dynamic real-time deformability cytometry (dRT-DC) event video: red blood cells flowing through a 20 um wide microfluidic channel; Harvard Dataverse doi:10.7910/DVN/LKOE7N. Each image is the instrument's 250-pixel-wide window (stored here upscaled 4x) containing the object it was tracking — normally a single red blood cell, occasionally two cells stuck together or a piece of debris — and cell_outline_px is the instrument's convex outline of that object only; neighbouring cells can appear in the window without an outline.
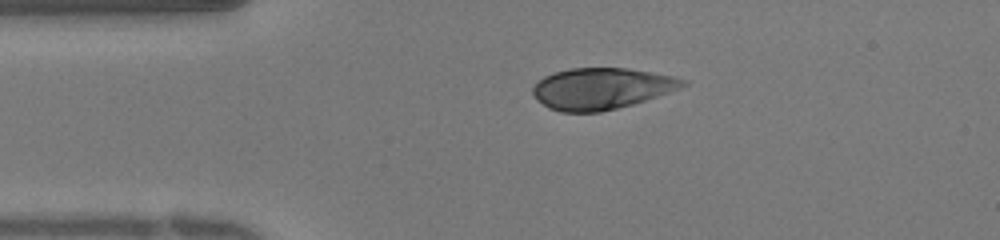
{"species": "human", "species_latin": "Homo sapiens", "temperature_condition": "warm", "stored_images_in_passage": 31, "camera_frame_rate_fps": 3000, "um_per_image_px": 0.085, "donor": {"sex": "female"}, "frame": {"image": 1, "passage_image": 1, "time_ms": 0.0, "image_size_px": [1000, 240], "cell_outline_px": [[688, 84], [680, 88], [632, 104], [600, 112], [560, 112], [548, 108], [536, 100], [532, 96], [532, 88], [536, 80], [552, 72], [568, 68], [628, 68], [672, 76], [688, 80]], "centroid_in_image_um": [51.05, 7.52], "position_along_channel_um": 34.0, "area_um2": 36.3}}
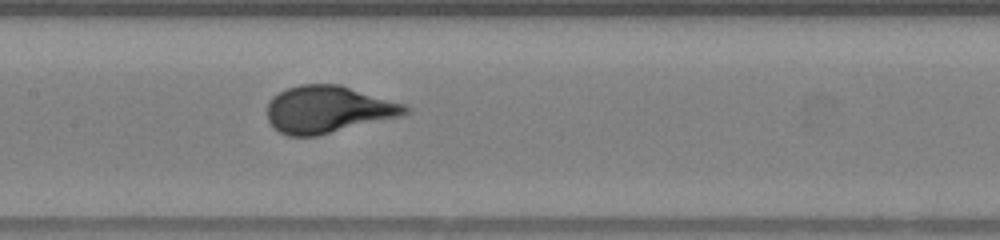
{"frame": {"image": 2, "passage_image": 11, "time_ms": 3.333, "image_size_px": [1000, 240], "cell_outline_px": [[412, 108], [408, 112], [400, 116], [316, 136], [288, 136], [280, 132], [268, 120], [268, 100], [272, 96], [288, 88], [300, 84], [340, 84], [404, 104]], "centroid_in_image_um": [27.87, 9.29], "position_along_channel_um": 179.5, "area_um2": 37.63}}
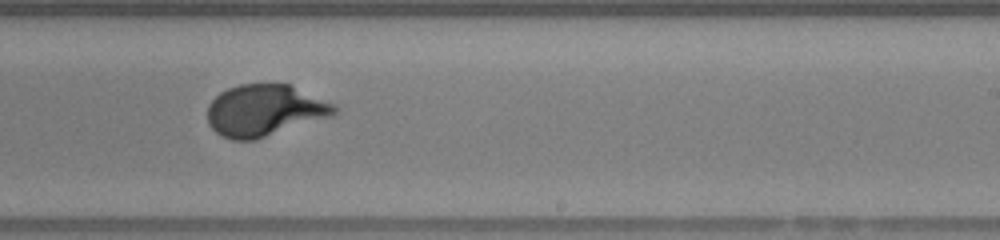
{"frame": {"image": 3, "passage_image": 16, "time_ms": 5.0, "image_size_px": [1000, 240], "cell_outline_px": [[340, 108], [332, 116], [256, 140], [232, 140], [216, 132], [208, 124], [208, 104], [220, 92], [228, 88], [240, 84], [288, 84], [336, 104]], "centroid_in_image_um": [22.51, 9.39], "position_along_channel_um": 266.5, "area_um2": 38.21}}